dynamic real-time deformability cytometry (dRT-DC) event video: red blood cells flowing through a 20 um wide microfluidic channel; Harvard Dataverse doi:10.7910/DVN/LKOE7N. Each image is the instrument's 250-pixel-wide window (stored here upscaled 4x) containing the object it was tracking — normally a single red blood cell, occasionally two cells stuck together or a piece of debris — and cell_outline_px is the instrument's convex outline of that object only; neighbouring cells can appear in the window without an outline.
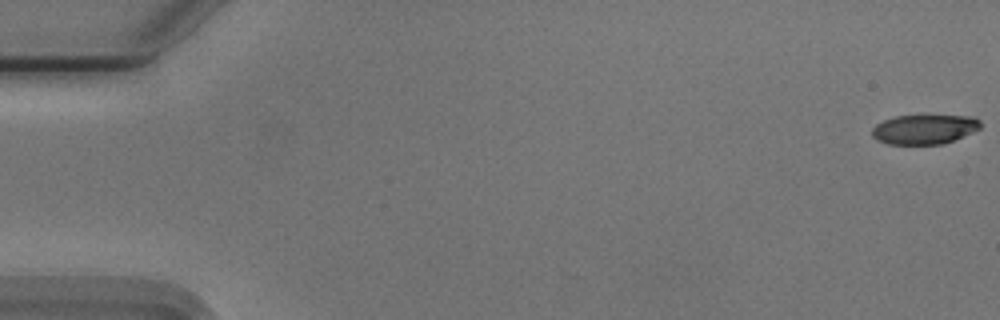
{"species": "Egyptian fruit bat (a non-hibernating species)", "species_latin": "Rousettus aegyptiacus", "temperature_condition": "cold", "stored_images_in_passage": 55, "camera_frame_rate_fps": 3000, "um_per_image_px": 0.085, "animal": {"sex": "male"}, "frame": {"image": 1, "passage_image": 1, "time_ms": 0.0, "image_size_px": [1000, 320], "cell_outline_px": [[980, 128], [972, 132], [944, 144], [888, 144], [876, 140], [872, 136], [872, 128], [876, 124], [884, 120], [896, 116], [924, 112], [972, 116], [980, 120]], "centroid_in_image_um": [78.58, 10.93], "position_along_channel_um": 6.4, "area_um2": 19.65}}
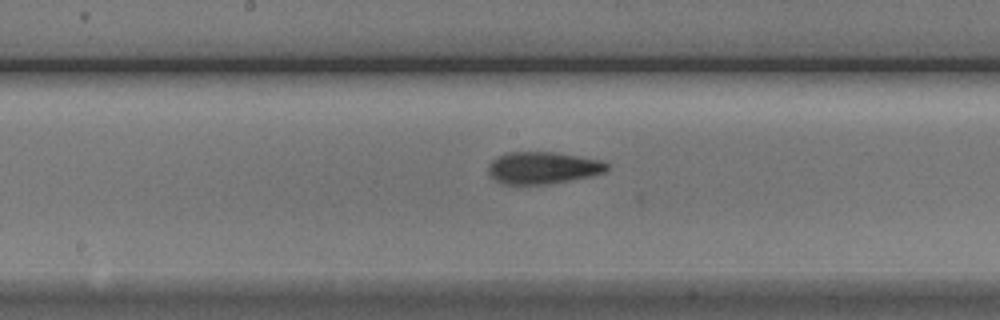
{"frame": {"image": 2, "passage_image": 29, "time_ms": 9.333, "image_size_px": [1000, 320], "cell_outline_px": [[608, 168], [604, 172], [592, 176], [548, 184], [500, 184], [488, 172], [488, 164], [496, 156], [508, 152], [552, 152], [580, 156], [600, 160], [608, 164]], "centroid_in_image_um": [46.12, 14.26], "position_along_channel_um": 202.1, "area_um2": 22.2}}
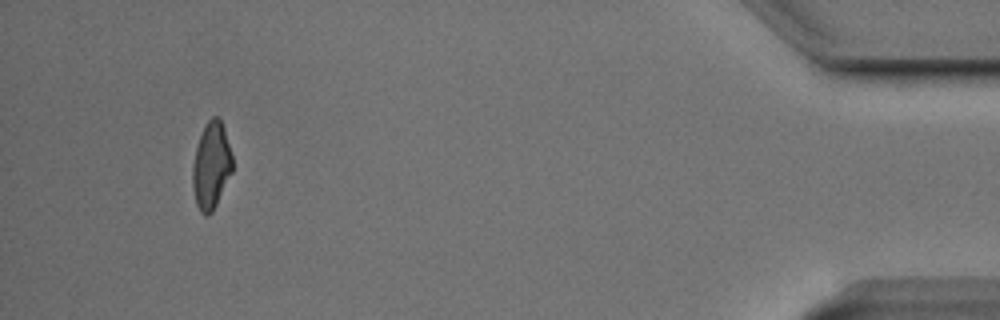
{"frame": {"image": 3, "passage_image": 52, "time_ms": 17.0, "image_size_px": [1000, 320], "cell_outline_px": [[232, 172], [212, 212], [208, 216], [204, 216], [200, 212], [196, 204], [192, 188], [192, 164], [196, 148], [200, 136], [208, 120], [212, 116], [220, 116], [224, 128], [232, 156]], "centroid_in_image_um": [17.94, 14.09], "position_along_channel_um": 417.3, "area_um2": 20.17}, "authors_computed_cell_mechanics": {"area_um2": 21.1548, "velocity_mm_per_s": 3.7438, "shape_relaxation_time_tau1_ms": 2.9129, "shape_relaxation_time_tau2_ms": 2.7356, "deformation_change_tau1": 0.1698, "deformation_change_tau2": 0.112}}